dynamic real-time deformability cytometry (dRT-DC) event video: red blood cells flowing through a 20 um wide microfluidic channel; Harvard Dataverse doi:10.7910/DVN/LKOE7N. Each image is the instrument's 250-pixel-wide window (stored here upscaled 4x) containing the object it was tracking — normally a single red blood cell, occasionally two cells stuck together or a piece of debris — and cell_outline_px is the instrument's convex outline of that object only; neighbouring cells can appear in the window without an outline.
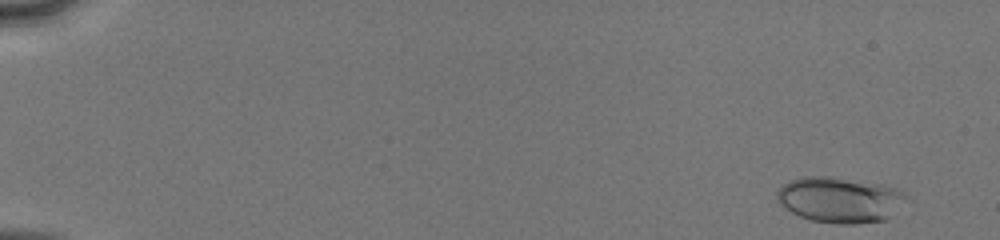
{"species": "human", "species_latin": "Homo sapiens", "temperature_condition": "cold", "stored_images_in_passage": 50, "camera_frame_rate_fps": 3000, "um_per_image_px": 0.085, "donor": {"sex": "male"}, "frame": {"image": 1, "passage_image": 2, "time_ms": 0.333, "image_size_px": [1000, 240], "cell_outline_px": [[908, 200], [888, 220], [856, 224], [836, 224], [812, 220], [800, 216], [776, 204], [776, 192], [788, 180], [800, 176], [828, 176], [884, 184], [896, 188], [904, 192], [908, 196]], "centroid_in_image_um": [71.4, 16.98], "position_along_channel_um": 13.6, "area_um2": 35.14}}
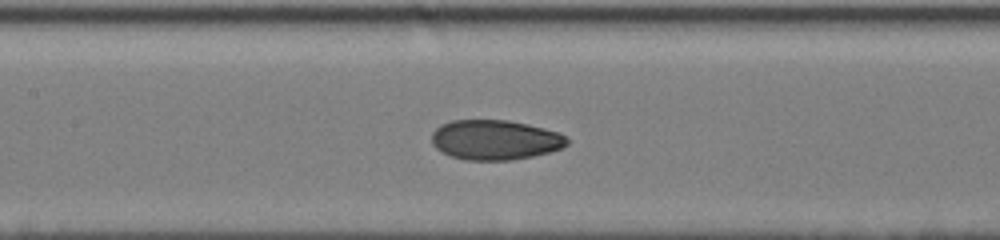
{"frame": {"image": 2, "passage_image": 25, "time_ms": 8.0, "image_size_px": [1000, 240], "cell_outline_px": [[568, 144], [564, 148], [532, 156], [512, 160], [468, 160], [452, 156], [436, 148], [432, 144], [432, 132], [440, 124], [452, 120], [508, 120], [528, 124], [560, 132], [568, 136]], "centroid_in_image_um": [42.12, 11.88], "position_along_channel_um": 165.3, "area_um2": 31.62}}
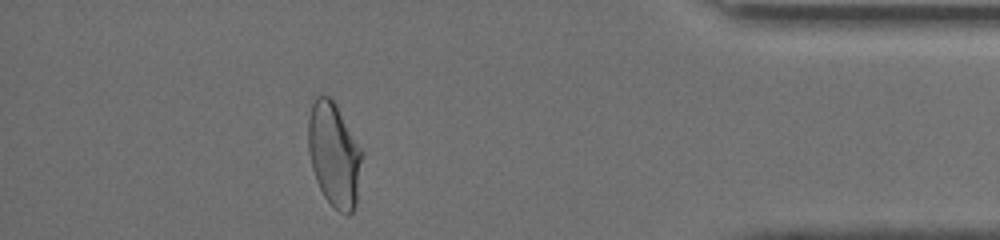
{"frame": {"image": 3, "passage_image": 45, "time_ms": 14.667, "image_size_px": [1000, 240], "cell_outline_px": [[364, 152], [356, 204], [352, 212], [348, 216], [340, 212], [324, 196], [316, 180], [312, 168], [308, 152], [308, 120], [312, 104], [316, 96], [328, 96], [336, 104]], "centroid_in_image_um": [28.42, 13.15], "position_along_channel_um": 406.8, "area_um2": 32.83}, "authors_computed_cell_mechanics": {"area_um2": 32.0212, "velocity_mm_per_s": 4.1361, "shape_relaxation_time_tau1_ms": 8.0443, "shape_relaxation_time_tau2_ms": 1.2302, "deformation_change_tau1": 0.1876, "deformation_change_tau2": 0.056}}